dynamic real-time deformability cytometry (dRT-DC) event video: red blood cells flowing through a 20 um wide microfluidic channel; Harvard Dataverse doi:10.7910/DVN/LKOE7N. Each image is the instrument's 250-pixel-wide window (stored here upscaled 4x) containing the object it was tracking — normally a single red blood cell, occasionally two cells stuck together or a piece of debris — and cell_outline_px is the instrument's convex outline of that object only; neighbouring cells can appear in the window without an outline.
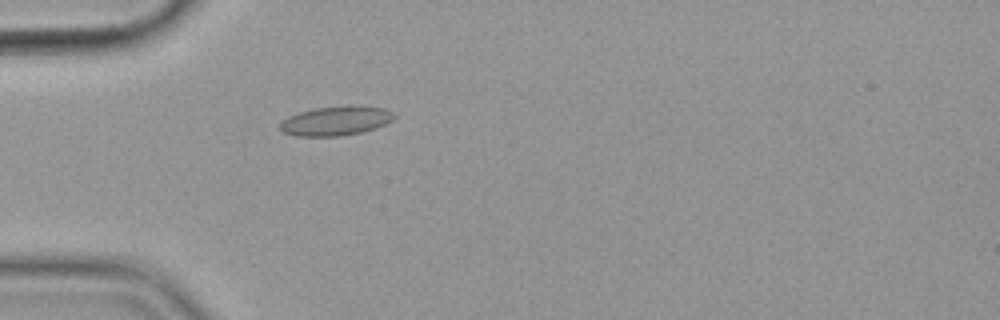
{"species": "common noctule bat (a hibernating species)", "species_latin": "Nyctalus noctula", "temperature_condition": "cold", "stored_images_in_passage": 57, "camera_frame_rate_fps": 3000, "um_per_image_px": 0.085, "animal": {"sex": "female", "body_mass_g": 19.9}, "frame": {"image": 1, "passage_image": 18, "time_ms": 5.667, "image_size_px": [1000, 320], "cell_outline_px": [[396, 116], [392, 120], [384, 124], [360, 132], [340, 136], [296, 136], [284, 132], [280, 128], [280, 124], [288, 116], [312, 108], [352, 104], [384, 108], [392, 112]], "centroid_in_image_um": [28.54, 10.24], "position_along_channel_um": 56.5, "area_um2": 19.48}}
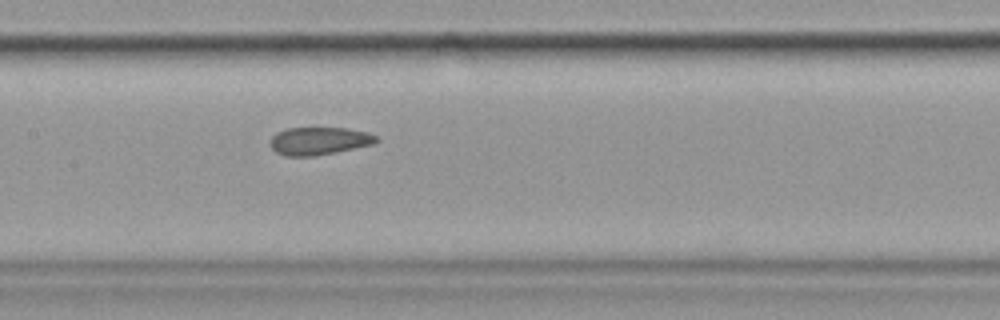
{"frame": {"image": 2, "passage_image": 29, "time_ms": 9.333, "image_size_px": [1000, 320], "cell_outline_px": [[380, 140], [372, 144], [336, 152], [312, 156], [284, 156], [276, 152], [268, 144], [268, 140], [276, 132], [288, 128], [348, 128], [368, 132], [380, 136]], "centroid_in_image_um": [27.11, 11.97], "position_along_channel_um": 180.3, "area_um2": 17.4}}
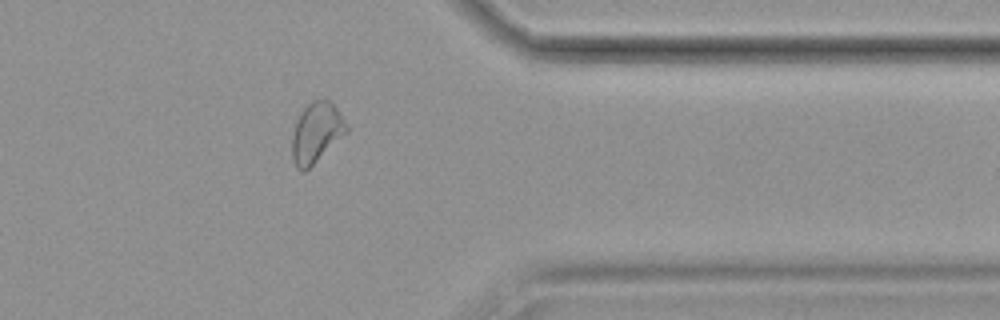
{"frame": {"image": 3, "passage_image": 47, "time_ms": 15.333, "image_size_px": [1000, 320], "cell_outline_px": [[348, 132], [304, 172], [296, 168], [292, 160], [292, 136], [296, 120], [304, 108], [312, 100], [332, 100], [348, 124]], "centroid_in_image_um": [26.9, 11.26], "position_along_channel_um": 384.5, "area_um2": 19.19}, "authors_computed_cell_mechanics": {"area_um2": 18.9584, "velocity_mm_per_s": 3.5767, "shape_relaxation_time_tau1_ms": null, "shape_relaxation_time_tau2_ms": 2.0799, "deformation_change_tau1": null, "deformation_change_tau2": 0.0597}}